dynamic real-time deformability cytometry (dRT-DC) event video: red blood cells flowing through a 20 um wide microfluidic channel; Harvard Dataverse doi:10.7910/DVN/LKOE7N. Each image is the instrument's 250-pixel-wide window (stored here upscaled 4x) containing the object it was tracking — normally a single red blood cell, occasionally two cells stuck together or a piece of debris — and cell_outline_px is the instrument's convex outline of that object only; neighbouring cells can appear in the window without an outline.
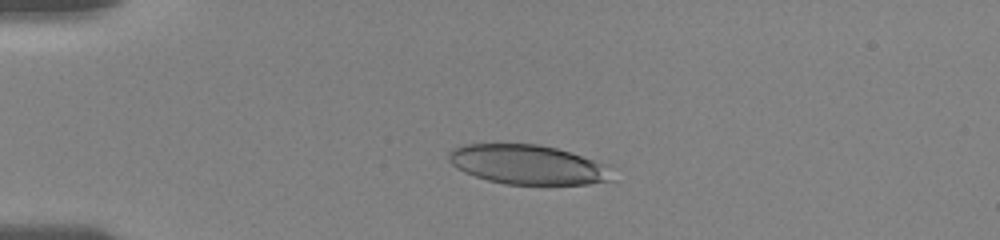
{"species": "human", "species_latin": "Homo sapiens", "temperature_condition": "room temperature", "stored_images_in_passage": 42, "camera_frame_rate_fps": 3000, "um_per_image_px": 0.085, "donor": {"sex": "female"}, "frame": {"image": 1, "passage_image": 6, "time_ms": 2.667, "image_size_px": [1000, 240], "cell_outline_px": [[612, 180], [588, 184], [548, 188], [504, 184], [488, 180], [464, 172], [456, 168], [448, 160], [448, 152], [452, 148], [460, 144], [540, 144], [572, 152], [612, 164]], "centroid_in_image_um": [44.96, 14.03], "position_along_channel_um": 40.0, "area_um2": 39.42}}
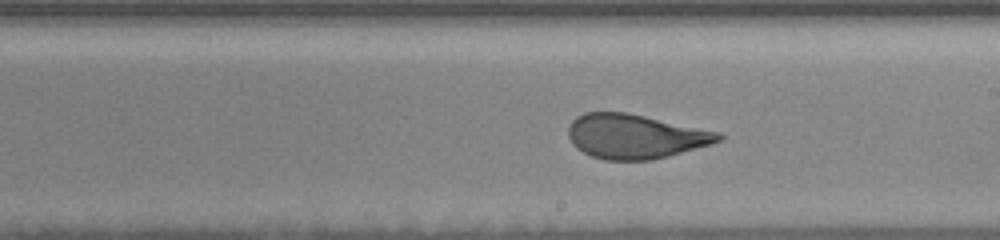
{"frame": {"image": 2, "passage_image": 24, "time_ms": 9.0, "image_size_px": [1000, 240], "cell_outline_px": [[724, 136], [720, 140], [712, 144], [668, 156], [652, 160], [604, 160], [592, 156], [576, 148], [572, 144], [568, 136], [568, 124], [576, 116], [584, 112], [628, 112], [720, 132]], "centroid_in_image_um": [53.97, 11.58], "position_along_channel_um": 235.0, "area_um2": 39.07}}
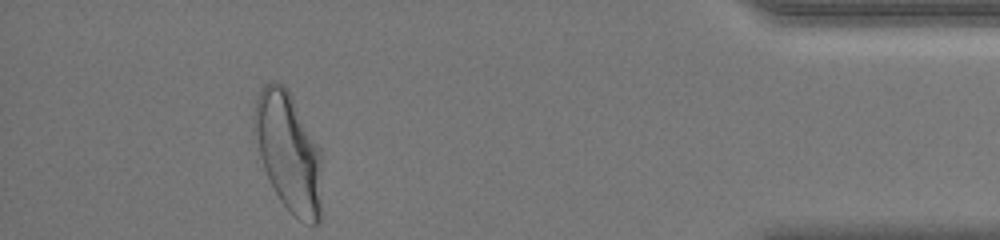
{"frame": {"image": 3, "passage_image": 42, "time_ms": 15.0, "image_size_px": [1000, 240], "cell_outline_px": [[320, 224], [304, 224], [292, 216], [280, 200], [264, 168], [252, 132], [252, 116], [256, 96], [264, 84], [280, 84], [288, 88], [320, 148]], "centroid_in_image_um": [24.49, 12.92], "position_along_channel_um": 410.7, "area_um2": 47.05}, "authors_computed_cell_mechanics": {"area_um2": 39.7375, "velocity_mm_per_s": 3.6846, "shape_relaxation_time_tau1_ms": 5.275, "shape_relaxation_time_tau2_ms": 0.7098, "deformation_change_tau1": 0.1873, "deformation_change_tau2": 0.0792}}